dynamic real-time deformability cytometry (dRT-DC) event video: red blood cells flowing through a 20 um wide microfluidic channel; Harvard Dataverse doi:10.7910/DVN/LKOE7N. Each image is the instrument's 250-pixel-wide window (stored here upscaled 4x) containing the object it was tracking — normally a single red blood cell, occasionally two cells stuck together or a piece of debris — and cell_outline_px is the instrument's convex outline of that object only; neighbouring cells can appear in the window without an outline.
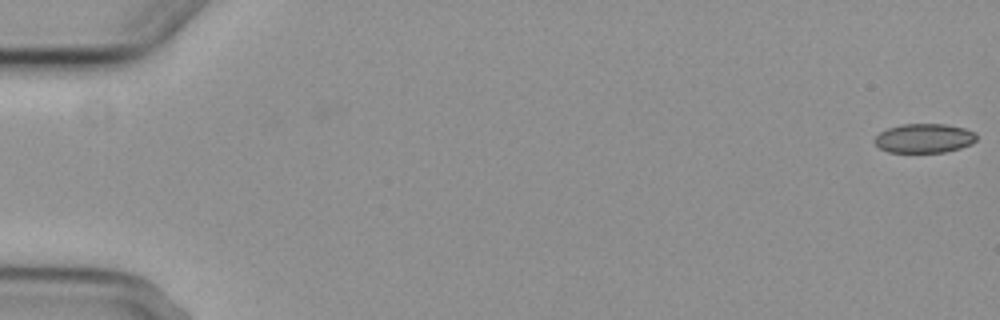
{"species": "common noctule bat (a hibernating species)", "species_latin": "Nyctalus noctula", "temperature_condition": "cold", "stored_images_in_passage": 5, "camera_frame_rate_fps": 3000, "um_per_image_px": 0.085, "animal": {"sex": "female", "body_mass_g": 29.2, "forearm_length_mm": 56.3}, "frame": {"image": 1, "passage_image": 1, "time_ms": 0.0, "image_size_px": [1000, 320], "cell_outline_px": [[976, 140], [972, 144], [960, 148], [944, 152], [888, 152], [880, 148], [872, 140], [880, 132], [888, 128], [904, 124], [944, 124], [964, 128], [976, 132]], "centroid_in_image_um": [78.56, 11.75], "position_along_channel_um": 6.4, "area_um2": 17.34}}
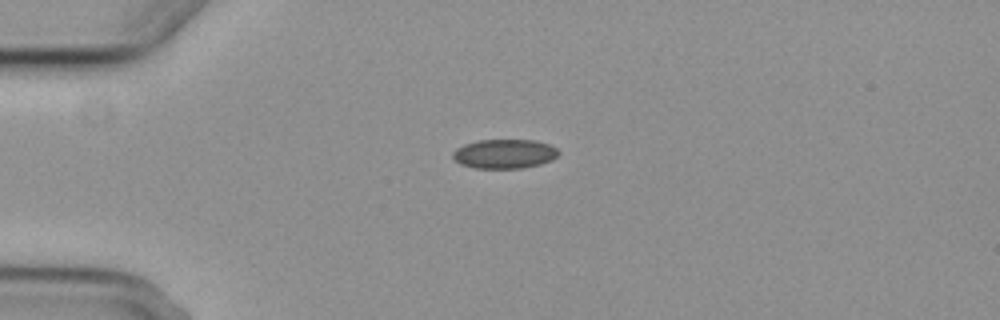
{"frame": {"image": 2, "passage_image": 5, "time_ms": 4.667, "image_size_px": [1000, 320], "cell_outline_px": [[560, 152], [552, 160], [540, 164], [524, 168], [476, 168], [460, 164], [452, 156], [452, 152], [456, 148], [464, 144], [480, 140], [536, 140], [548, 144], [556, 148]], "centroid_in_image_um": [42.88, 13.07], "position_along_channel_um": 42.1, "area_um2": 18.03}}